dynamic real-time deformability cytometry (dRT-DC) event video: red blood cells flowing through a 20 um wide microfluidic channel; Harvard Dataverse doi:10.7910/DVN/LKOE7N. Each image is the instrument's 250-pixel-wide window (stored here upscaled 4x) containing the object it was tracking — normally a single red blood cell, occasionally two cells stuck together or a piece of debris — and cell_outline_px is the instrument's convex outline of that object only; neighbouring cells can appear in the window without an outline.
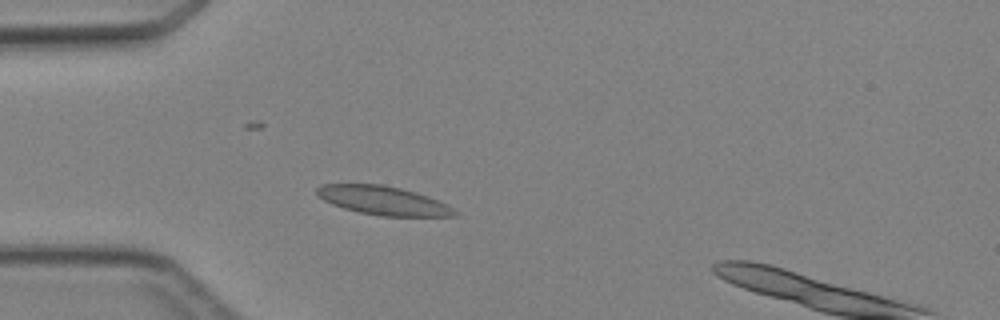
{"species": "Egyptian fruit bat (a non-hibernating species)", "species_latin": "Rousettus aegyptiacus", "temperature_condition": "cold", "stored_images_in_passage": 3, "camera_frame_rate_fps": 3000, "um_per_image_px": 0.085, "animal": {"sex": "female"}, "frame": {"image": 1, "passage_image": 2, "time_ms": 1.333, "image_size_px": [1000, 320], "cell_outline_px": [[460, 212], [456, 216], [380, 216], [360, 212], [344, 208], [332, 204], [316, 196], [316, 188], [324, 184], [380, 184], [400, 188], [416, 192], [428, 196], [448, 204]], "centroid_in_image_um": [32.6, 17.05], "position_along_channel_um": 52.4, "area_um2": 23.18}}